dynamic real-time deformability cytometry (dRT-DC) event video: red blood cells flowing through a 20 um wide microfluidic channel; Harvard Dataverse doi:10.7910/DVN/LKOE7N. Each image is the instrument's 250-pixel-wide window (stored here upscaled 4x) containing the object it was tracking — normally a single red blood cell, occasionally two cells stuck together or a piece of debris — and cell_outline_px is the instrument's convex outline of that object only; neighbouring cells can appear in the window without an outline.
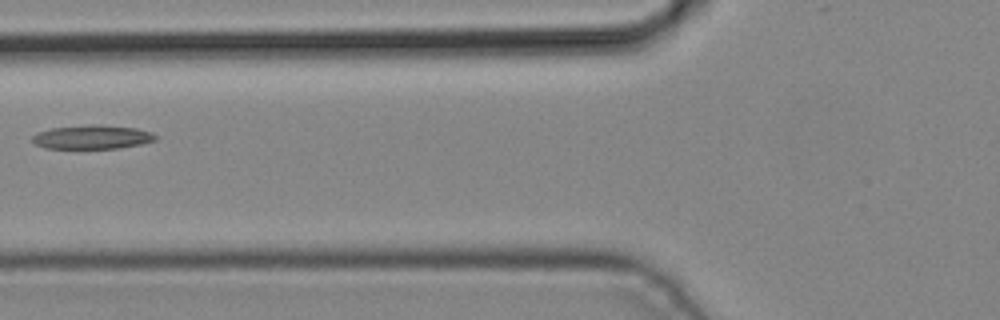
{"species": "common noctule bat (a hibernating species)", "species_latin": "Nyctalus noctula", "temperature_condition": "cold", "stored_images_in_passage": 2, "camera_frame_rate_fps": 3000, "um_per_image_px": 0.085, "animal": {"sex": "male", "body_mass_g": 19.2, "forearm_length_mm": 51.8}, "frame": {"image": 1, "passage_image": 2, "time_ms": 0.333, "image_size_px": [1000, 320], "cell_outline_px": [[160, 136], [156, 140], [140, 144], [120, 148], [44, 148], [36, 144], [32, 140], [32, 136], [36, 132], [52, 128], [92, 124], [100, 124], [136, 128], [152, 132]], "centroid_in_image_um": [7.87, 11.64], "position_along_channel_um": 117.9, "area_um2": 17.28}}